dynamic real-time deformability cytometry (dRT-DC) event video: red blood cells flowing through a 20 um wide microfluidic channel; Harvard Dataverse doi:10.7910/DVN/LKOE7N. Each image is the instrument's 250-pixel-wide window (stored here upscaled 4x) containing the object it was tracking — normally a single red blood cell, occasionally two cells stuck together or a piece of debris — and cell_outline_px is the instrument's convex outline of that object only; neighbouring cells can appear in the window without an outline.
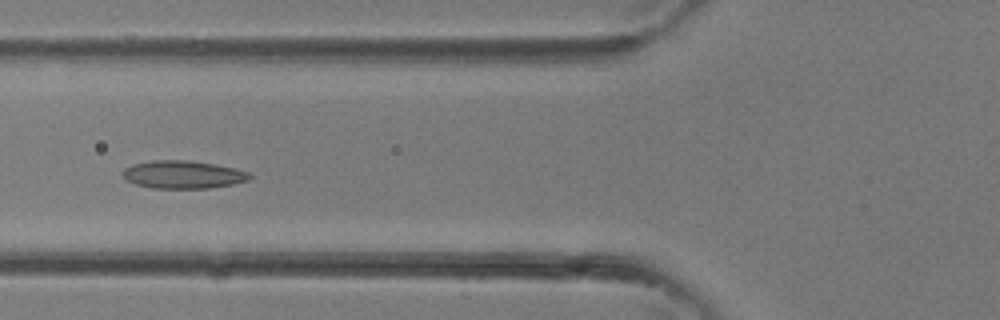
{"species": "common noctule bat (a hibernating species)", "species_latin": "Nyctalus noctula", "temperature_condition": "room temperature", "stored_images_in_passage": 29, "camera_frame_rate_fps": 3000, "um_per_image_px": 0.085, "animal": {"sex": "female"}, "frame": {"image": 1, "passage_image": 6, "time_ms": 1.667, "image_size_px": [1000, 320], "cell_outline_px": [[252, 176], [248, 180], [232, 184], [208, 188], [152, 188], [136, 184], [124, 180], [120, 176], [120, 172], [124, 168], [132, 164], [152, 160], [188, 160], [216, 164], [236, 168], [248, 172]], "centroid_in_image_um": [15.49, 14.83], "position_along_channel_um": 110.3, "area_um2": 20.87}}
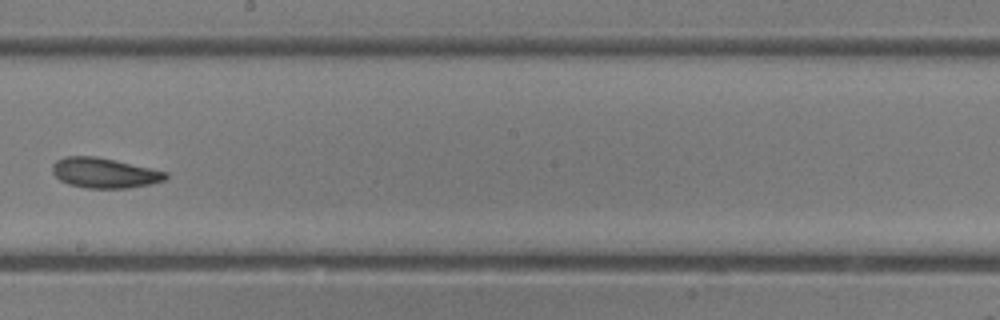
{"frame": {"image": 2, "passage_image": 13, "time_ms": 4.0, "image_size_px": [1000, 320], "cell_outline_px": [[168, 176], [164, 180], [152, 184], [128, 188], [88, 188], [68, 184], [60, 180], [52, 172], [52, 164], [56, 160], [64, 156], [96, 156], [116, 160], [168, 172]], "centroid_in_image_um": [8.87, 14.69], "position_along_channel_um": 239.3, "area_um2": 20.0}}
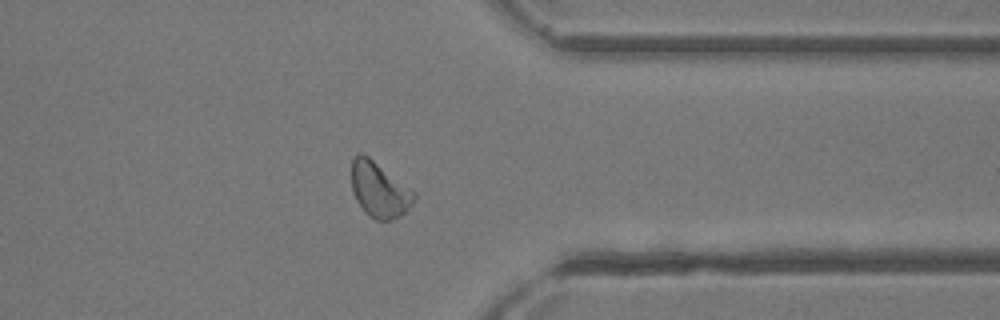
{"frame": {"image": 3, "passage_image": 21, "time_ms": 6.667, "image_size_px": [1000, 320], "cell_outline_px": [[416, 196], [412, 204], [400, 216], [388, 220], [376, 220], [356, 200], [352, 192], [352, 160], [360, 152], [368, 156], [416, 192]], "centroid_in_image_um": [32.25, 16.11], "position_along_channel_um": 379.1, "area_um2": 19.71}}